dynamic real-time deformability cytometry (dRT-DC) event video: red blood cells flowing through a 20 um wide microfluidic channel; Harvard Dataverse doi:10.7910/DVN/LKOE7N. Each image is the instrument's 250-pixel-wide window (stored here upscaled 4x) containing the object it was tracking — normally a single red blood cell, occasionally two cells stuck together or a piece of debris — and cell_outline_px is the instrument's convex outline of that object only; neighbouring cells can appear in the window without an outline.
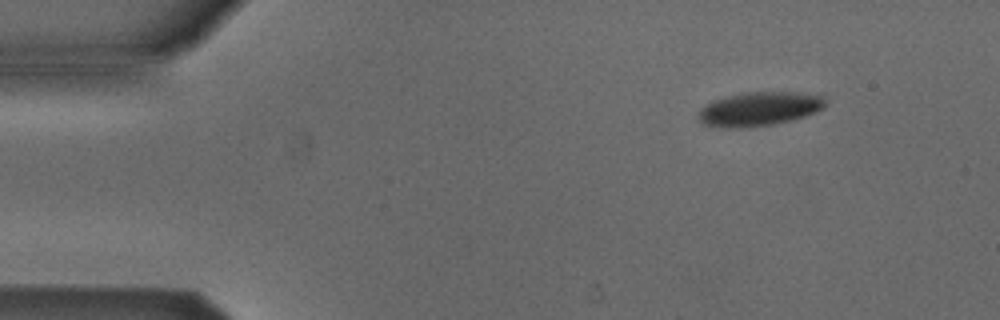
{"species": "Egyptian fruit bat (a non-hibernating species)", "species_latin": "Rousettus aegyptiacus", "temperature_condition": "cold", "stored_images_in_passage": 5, "camera_frame_rate_fps": 3000, "um_per_image_px": 0.085, "animal": {"sex": "male"}, "frame": {"image": 1, "passage_image": 2, "time_ms": 0.333, "image_size_px": [1000, 320], "cell_outline_px": [[824, 108], [804, 116], [772, 124], [736, 128], [720, 128], [704, 124], [696, 120], [696, 116], [700, 108], [716, 100], [728, 96], [748, 92], [792, 92], [824, 96]], "centroid_in_image_um": [64.47, 9.27], "position_along_channel_um": 20.5, "area_um2": 24.8}}
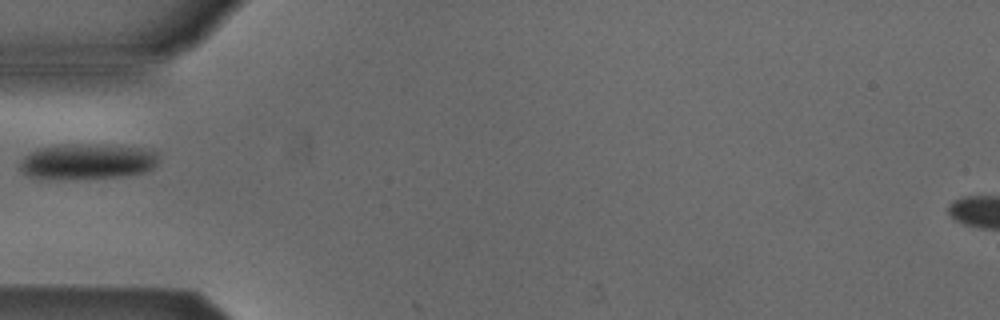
{"frame": {"image": 2, "passage_image": 5, "time_ms": 1.333, "image_size_px": [1000, 320], "cell_outline_px": [[156, 164], [152, 168], [144, 172], [120, 176], [48, 180], [40, 180], [28, 176], [20, 168], [20, 164], [24, 156], [36, 148], [64, 144], [84, 144], [140, 148], [156, 152]], "centroid_in_image_um": [7.31, 13.74], "position_along_channel_um": 77.7, "area_um2": 28.61}}